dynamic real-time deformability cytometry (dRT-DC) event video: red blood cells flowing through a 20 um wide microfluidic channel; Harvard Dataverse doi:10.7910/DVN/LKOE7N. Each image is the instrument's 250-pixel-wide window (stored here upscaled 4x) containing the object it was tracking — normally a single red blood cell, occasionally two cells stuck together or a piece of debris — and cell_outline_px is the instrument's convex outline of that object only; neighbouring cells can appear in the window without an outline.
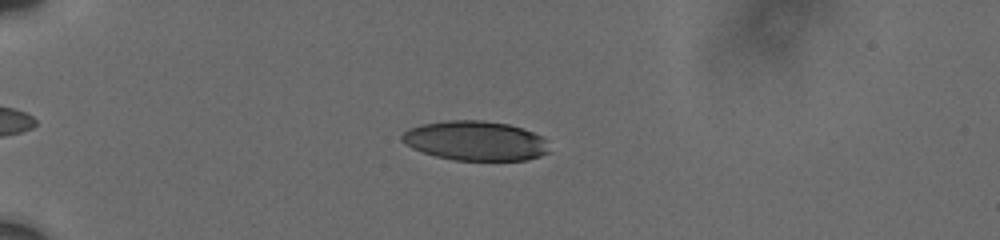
{"species": "human", "species_latin": "Homo sapiens", "temperature_condition": "cold", "stored_images_in_passage": 9, "camera_frame_rate_fps": 3000, "um_per_image_px": 0.085, "donor": {"sex": "male"}, "frame": {"image": 1, "passage_image": 6, "time_ms": 6.0, "image_size_px": [1000, 240], "cell_outline_px": [[552, 152], [528, 160], [456, 160], [436, 156], [412, 148], [400, 140], [400, 136], [408, 128], [420, 124], [444, 120], [484, 120], [508, 124], [532, 132], [540, 136], [544, 140]], "centroid_in_image_um": [40.39, 11.96], "position_along_channel_um": 44.6, "area_um2": 34.04}}
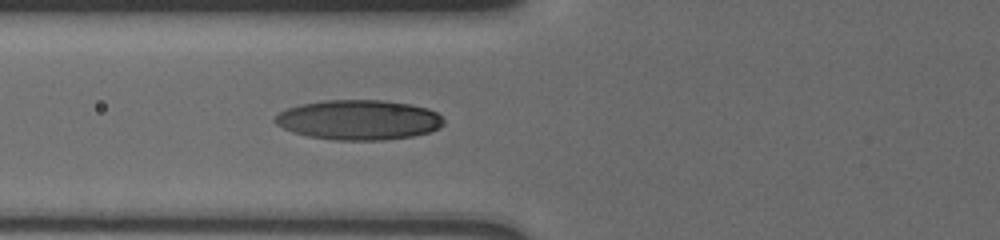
{"frame": {"image": 2, "passage_image": 9, "time_ms": 8.667, "image_size_px": [1000, 240], "cell_outline_px": [[444, 124], [440, 128], [428, 132], [412, 136], [384, 140], [332, 140], [308, 136], [292, 132], [276, 124], [272, 120], [280, 112], [288, 108], [300, 104], [324, 100], [380, 100], [408, 104], [428, 108], [436, 112], [444, 120]], "centroid_in_image_um": [30.48, 10.19], "position_along_channel_um": 95.3, "area_um2": 39.25}}